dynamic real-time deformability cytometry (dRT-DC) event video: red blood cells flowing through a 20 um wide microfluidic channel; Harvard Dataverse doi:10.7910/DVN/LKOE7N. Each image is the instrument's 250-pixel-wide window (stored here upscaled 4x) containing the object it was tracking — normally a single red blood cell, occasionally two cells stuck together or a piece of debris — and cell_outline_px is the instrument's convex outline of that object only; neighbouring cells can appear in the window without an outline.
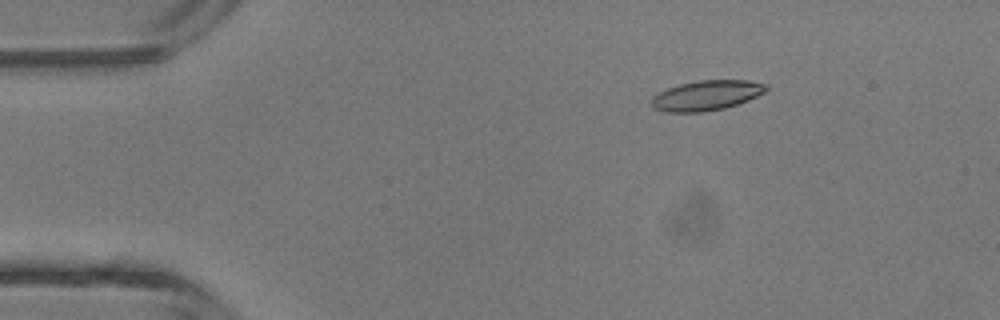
{"species": "common noctule bat (a hibernating species)", "species_latin": "Nyctalus noctula", "temperature_condition": "room temperature", "stored_images_in_passage": 4, "camera_frame_rate_fps": 3000, "um_per_image_px": 0.085, "animal": {"sex": "male", "body_mass_g": 13.3}, "frame": {"image": 1, "passage_image": 1, "time_ms": 0.0, "image_size_px": [1000, 320], "cell_outline_px": [[768, 88], [764, 92], [748, 100], [724, 108], [700, 112], [664, 112], [652, 108], [648, 104], [652, 96], [668, 88], [680, 84], [700, 80], [748, 80], [768, 84]], "centroid_in_image_um": [60.0, 8.11], "position_along_channel_um": 25.0, "area_um2": 20.11}}
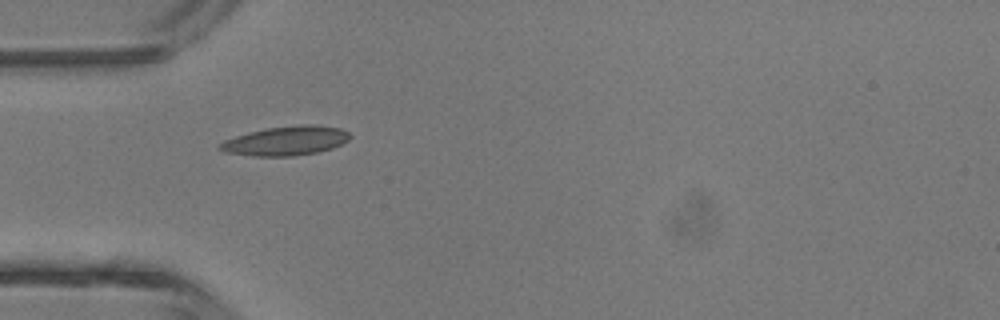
{"frame": {"image": 2, "passage_image": 3, "time_ms": 2.333, "image_size_px": [1000, 320], "cell_outline_px": [[352, 136], [348, 140], [332, 148], [316, 152], [292, 156], [252, 156], [224, 152], [216, 148], [224, 140], [248, 132], [264, 128], [300, 124], [316, 124], [340, 128], [348, 132]], "centroid_in_image_um": [24.28, 11.96], "position_along_channel_um": 60.7, "area_um2": 22.31}}
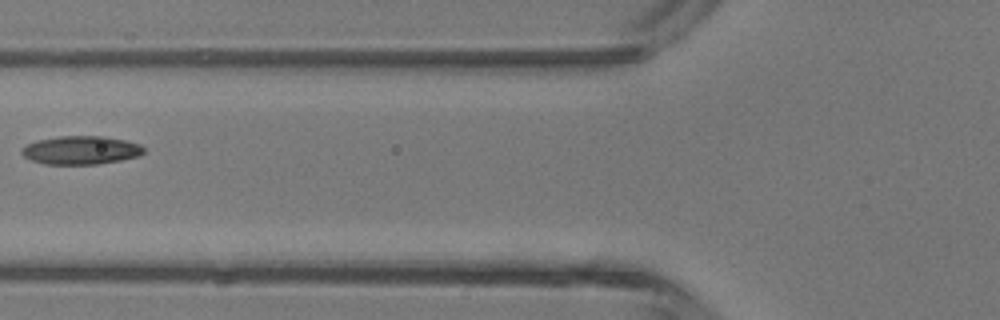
{"frame": {"image": 3, "passage_image": 4, "time_ms": 3.667, "image_size_px": [1000, 320], "cell_outline_px": [[144, 152], [140, 156], [120, 160], [96, 164], [44, 164], [32, 160], [24, 156], [20, 152], [20, 148], [36, 140], [60, 136], [104, 136], [124, 140], [140, 144], [144, 148]], "centroid_in_image_um": [6.87, 12.76], "position_along_channel_um": 118.9, "area_um2": 20.23}}